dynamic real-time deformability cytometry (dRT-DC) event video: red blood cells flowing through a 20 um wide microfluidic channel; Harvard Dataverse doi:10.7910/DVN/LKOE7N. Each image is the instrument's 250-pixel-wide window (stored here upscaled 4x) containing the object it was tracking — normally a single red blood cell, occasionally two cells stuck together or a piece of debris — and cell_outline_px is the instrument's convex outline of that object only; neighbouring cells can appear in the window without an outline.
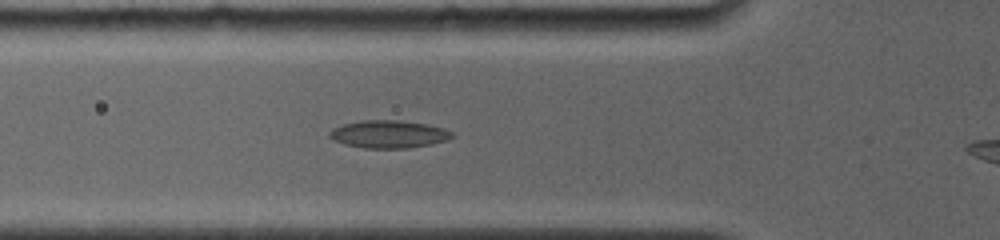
{"species": "common noctule bat (a hibernating species)", "species_latin": "Nyctalus noctula", "temperature_condition": "room temperature", "stored_images_in_passage": 16, "camera_frame_rate_fps": 4000, "um_per_image_px": 0.085, "animal": {"sex": "female", "body_mass_g": 19.0, "forearm_length_mm": 56.7}, "frame": {"image": 1, "passage_image": 2, "time_ms": 0.75, "image_size_px": [1000, 240], "cell_outline_px": [[456, 136], [448, 140], [432, 144], [408, 148], [364, 148], [344, 144], [332, 140], [328, 136], [328, 132], [332, 128], [344, 124], [360, 120], [396, 120], [428, 124], [444, 128], [452, 132]], "centroid_in_image_um": [33.04, 11.41], "position_along_channel_um": 92.8, "area_um2": 20.0}}
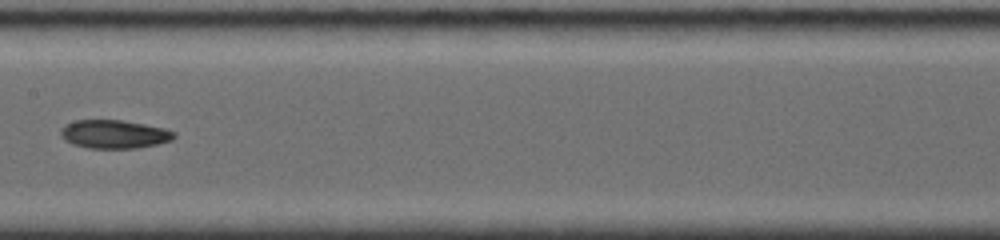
{"frame": {"image": 2, "passage_image": 6, "time_ms": 3.5, "image_size_px": [1000, 240], "cell_outline_px": [[176, 136], [172, 140], [156, 144], [136, 148], [88, 148], [72, 144], [64, 140], [60, 136], [60, 128], [64, 124], [76, 120], [120, 120], [144, 124], [164, 128], [176, 132]], "centroid_in_image_um": [9.67, 11.4], "position_along_channel_um": 197.7, "area_um2": 18.9}}
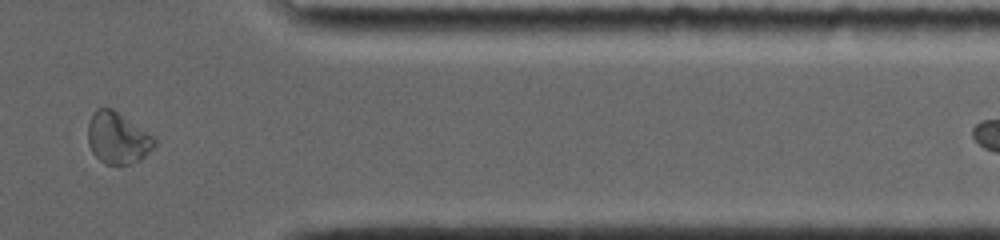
{"frame": {"image": 3, "passage_image": 14, "time_ms": 9.0, "image_size_px": [1000, 240], "cell_outline_px": [[156, 144], [140, 160], [132, 164], [104, 164], [92, 152], [88, 144], [88, 124], [92, 112], [96, 108], [112, 108], [152, 136], [156, 140]], "centroid_in_image_um": [9.96, 11.74], "position_along_channel_um": 401.4, "area_um2": 19.77}}